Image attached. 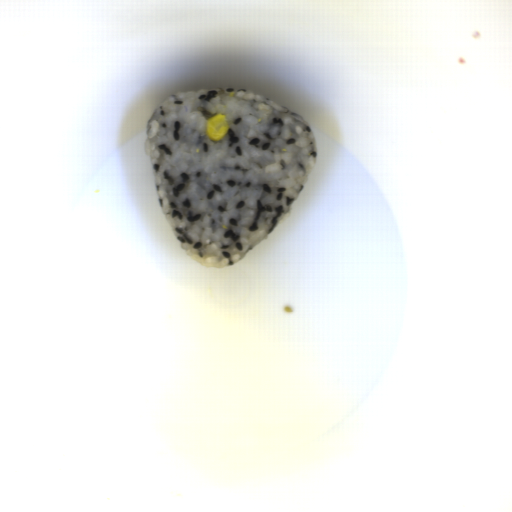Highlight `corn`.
<instances>
[{
  "instance_id": "1",
  "label": "corn",
  "mask_w": 512,
  "mask_h": 512,
  "mask_svg": "<svg viewBox=\"0 0 512 512\" xmlns=\"http://www.w3.org/2000/svg\"><path fill=\"white\" fill-rule=\"evenodd\" d=\"M228 130L229 125L225 114L213 115L205 123V134L211 142H218Z\"/></svg>"
}]
</instances>
